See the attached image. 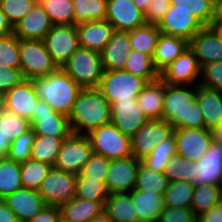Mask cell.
Returning a JSON list of instances; mask_svg holds the SVG:
<instances>
[{"instance_id":"6da1fadb","label":"cell","mask_w":222,"mask_h":222,"mask_svg":"<svg viewBox=\"0 0 222 222\" xmlns=\"http://www.w3.org/2000/svg\"><path fill=\"white\" fill-rule=\"evenodd\" d=\"M71 131L87 135L111 122V107L98 88L81 89L68 115Z\"/></svg>"},{"instance_id":"7a4b0ae2","label":"cell","mask_w":222,"mask_h":222,"mask_svg":"<svg viewBox=\"0 0 222 222\" xmlns=\"http://www.w3.org/2000/svg\"><path fill=\"white\" fill-rule=\"evenodd\" d=\"M39 99L44 100L56 112L68 116L81 87L61 68L44 77L31 79Z\"/></svg>"},{"instance_id":"3957f363","label":"cell","mask_w":222,"mask_h":222,"mask_svg":"<svg viewBox=\"0 0 222 222\" xmlns=\"http://www.w3.org/2000/svg\"><path fill=\"white\" fill-rule=\"evenodd\" d=\"M61 69L82 89L98 88L104 74L101 53L82 47L75 51Z\"/></svg>"},{"instance_id":"277c9868","label":"cell","mask_w":222,"mask_h":222,"mask_svg":"<svg viewBox=\"0 0 222 222\" xmlns=\"http://www.w3.org/2000/svg\"><path fill=\"white\" fill-rule=\"evenodd\" d=\"M148 82L124 70L104 71L98 89L111 105L119 100L136 101Z\"/></svg>"},{"instance_id":"5b68a950","label":"cell","mask_w":222,"mask_h":222,"mask_svg":"<svg viewBox=\"0 0 222 222\" xmlns=\"http://www.w3.org/2000/svg\"><path fill=\"white\" fill-rule=\"evenodd\" d=\"M19 69L25 79L44 77L59 69L43 40H20Z\"/></svg>"},{"instance_id":"8992f818","label":"cell","mask_w":222,"mask_h":222,"mask_svg":"<svg viewBox=\"0 0 222 222\" xmlns=\"http://www.w3.org/2000/svg\"><path fill=\"white\" fill-rule=\"evenodd\" d=\"M93 152L106 157L109 160L132 156L131 138L112 123H107L87 134Z\"/></svg>"},{"instance_id":"52a82bcc","label":"cell","mask_w":222,"mask_h":222,"mask_svg":"<svg viewBox=\"0 0 222 222\" xmlns=\"http://www.w3.org/2000/svg\"><path fill=\"white\" fill-rule=\"evenodd\" d=\"M93 153L87 135L71 133L64 139L53 167L77 176Z\"/></svg>"},{"instance_id":"ba28073f","label":"cell","mask_w":222,"mask_h":222,"mask_svg":"<svg viewBox=\"0 0 222 222\" xmlns=\"http://www.w3.org/2000/svg\"><path fill=\"white\" fill-rule=\"evenodd\" d=\"M157 26L161 33L187 41L204 27L193 15L191 6L187 4H171Z\"/></svg>"},{"instance_id":"9c48e42d","label":"cell","mask_w":222,"mask_h":222,"mask_svg":"<svg viewBox=\"0 0 222 222\" xmlns=\"http://www.w3.org/2000/svg\"><path fill=\"white\" fill-rule=\"evenodd\" d=\"M38 193L47 206L60 208L76 196V175L52 167Z\"/></svg>"},{"instance_id":"30bf717a","label":"cell","mask_w":222,"mask_h":222,"mask_svg":"<svg viewBox=\"0 0 222 222\" xmlns=\"http://www.w3.org/2000/svg\"><path fill=\"white\" fill-rule=\"evenodd\" d=\"M174 126L166 120L147 121L132 137L131 151L137 160L147 157L161 142L174 133Z\"/></svg>"},{"instance_id":"8fae6325","label":"cell","mask_w":222,"mask_h":222,"mask_svg":"<svg viewBox=\"0 0 222 222\" xmlns=\"http://www.w3.org/2000/svg\"><path fill=\"white\" fill-rule=\"evenodd\" d=\"M30 122L31 129L38 136L68 137L72 133L68 116L54 111L42 99H38Z\"/></svg>"},{"instance_id":"7c38bea8","label":"cell","mask_w":222,"mask_h":222,"mask_svg":"<svg viewBox=\"0 0 222 222\" xmlns=\"http://www.w3.org/2000/svg\"><path fill=\"white\" fill-rule=\"evenodd\" d=\"M43 42L54 62L61 68L79 48L76 25H53Z\"/></svg>"},{"instance_id":"4fadbf2b","label":"cell","mask_w":222,"mask_h":222,"mask_svg":"<svg viewBox=\"0 0 222 222\" xmlns=\"http://www.w3.org/2000/svg\"><path fill=\"white\" fill-rule=\"evenodd\" d=\"M197 85H167L163 100L162 119L175 129H181V119H185L188 103L196 98Z\"/></svg>"},{"instance_id":"5bb4252c","label":"cell","mask_w":222,"mask_h":222,"mask_svg":"<svg viewBox=\"0 0 222 222\" xmlns=\"http://www.w3.org/2000/svg\"><path fill=\"white\" fill-rule=\"evenodd\" d=\"M201 69L197 57L188 47L160 72V79L167 85H198Z\"/></svg>"},{"instance_id":"9a60e30c","label":"cell","mask_w":222,"mask_h":222,"mask_svg":"<svg viewBox=\"0 0 222 222\" xmlns=\"http://www.w3.org/2000/svg\"><path fill=\"white\" fill-rule=\"evenodd\" d=\"M177 155L197 162L209 150L213 142L212 131L205 128L174 129Z\"/></svg>"},{"instance_id":"2e32d148","label":"cell","mask_w":222,"mask_h":222,"mask_svg":"<svg viewBox=\"0 0 222 222\" xmlns=\"http://www.w3.org/2000/svg\"><path fill=\"white\" fill-rule=\"evenodd\" d=\"M140 163V160H137L133 155L110 160V167L105 181L109 193L133 191L136 186Z\"/></svg>"},{"instance_id":"e0dca14e","label":"cell","mask_w":222,"mask_h":222,"mask_svg":"<svg viewBox=\"0 0 222 222\" xmlns=\"http://www.w3.org/2000/svg\"><path fill=\"white\" fill-rule=\"evenodd\" d=\"M188 47L201 68L212 62H222V35L217 28L204 26L188 41Z\"/></svg>"},{"instance_id":"ac0fdd59","label":"cell","mask_w":222,"mask_h":222,"mask_svg":"<svg viewBox=\"0 0 222 222\" xmlns=\"http://www.w3.org/2000/svg\"><path fill=\"white\" fill-rule=\"evenodd\" d=\"M38 96L31 80H24L0 98V105L12 113L29 121L33 118Z\"/></svg>"},{"instance_id":"d6986e66","label":"cell","mask_w":222,"mask_h":222,"mask_svg":"<svg viewBox=\"0 0 222 222\" xmlns=\"http://www.w3.org/2000/svg\"><path fill=\"white\" fill-rule=\"evenodd\" d=\"M106 19L115 31L128 32L146 24L144 13L132 0H108Z\"/></svg>"},{"instance_id":"ffe728a7","label":"cell","mask_w":222,"mask_h":222,"mask_svg":"<svg viewBox=\"0 0 222 222\" xmlns=\"http://www.w3.org/2000/svg\"><path fill=\"white\" fill-rule=\"evenodd\" d=\"M111 122L123 135L132 137L149 119L136 101H117L110 105Z\"/></svg>"},{"instance_id":"44dd1931","label":"cell","mask_w":222,"mask_h":222,"mask_svg":"<svg viewBox=\"0 0 222 222\" xmlns=\"http://www.w3.org/2000/svg\"><path fill=\"white\" fill-rule=\"evenodd\" d=\"M53 24L38 1L33 9L13 26V33L20 40H43Z\"/></svg>"},{"instance_id":"7402d4cb","label":"cell","mask_w":222,"mask_h":222,"mask_svg":"<svg viewBox=\"0 0 222 222\" xmlns=\"http://www.w3.org/2000/svg\"><path fill=\"white\" fill-rule=\"evenodd\" d=\"M3 200L13 211L19 222H26L34 218L47 206L38 191L26 188L16 190Z\"/></svg>"},{"instance_id":"603a6c76","label":"cell","mask_w":222,"mask_h":222,"mask_svg":"<svg viewBox=\"0 0 222 222\" xmlns=\"http://www.w3.org/2000/svg\"><path fill=\"white\" fill-rule=\"evenodd\" d=\"M76 30L79 47L100 53L115 32L114 26L107 19L77 24Z\"/></svg>"},{"instance_id":"cb8c5ba5","label":"cell","mask_w":222,"mask_h":222,"mask_svg":"<svg viewBox=\"0 0 222 222\" xmlns=\"http://www.w3.org/2000/svg\"><path fill=\"white\" fill-rule=\"evenodd\" d=\"M196 163L198 168L192 180L194 186L222 184V142L213 141L207 153Z\"/></svg>"},{"instance_id":"d4e9b609","label":"cell","mask_w":222,"mask_h":222,"mask_svg":"<svg viewBox=\"0 0 222 222\" xmlns=\"http://www.w3.org/2000/svg\"><path fill=\"white\" fill-rule=\"evenodd\" d=\"M131 51L128 32L115 31L112 39L101 51L104 71L123 70L126 58Z\"/></svg>"},{"instance_id":"484cf974","label":"cell","mask_w":222,"mask_h":222,"mask_svg":"<svg viewBox=\"0 0 222 222\" xmlns=\"http://www.w3.org/2000/svg\"><path fill=\"white\" fill-rule=\"evenodd\" d=\"M196 99L202 110L205 129L212 131L222 122V91L198 84Z\"/></svg>"},{"instance_id":"4316f807","label":"cell","mask_w":222,"mask_h":222,"mask_svg":"<svg viewBox=\"0 0 222 222\" xmlns=\"http://www.w3.org/2000/svg\"><path fill=\"white\" fill-rule=\"evenodd\" d=\"M165 83L158 78L148 82L143 91L137 96L136 102L142 108L149 120L162 119Z\"/></svg>"},{"instance_id":"83f0119b","label":"cell","mask_w":222,"mask_h":222,"mask_svg":"<svg viewBox=\"0 0 222 222\" xmlns=\"http://www.w3.org/2000/svg\"><path fill=\"white\" fill-rule=\"evenodd\" d=\"M104 212L113 222H139L137 206L130 192L110 194L105 201Z\"/></svg>"},{"instance_id":"f1b7e54d","label":"cell","mask_w":222,"mask_h":222,"mask_svg":"<svg viewBox=\"0 0 222 222\" xmlns=\"http://www.w3.org/2000/svg\"><path fill=\"white\" fill-rule=\"evenodd\" d=\"M188 48V41L160 33L153 55V64L160 73L166 66L173 62L183 51Z\"/></svg>"},{"instance_id":"f546056e","label":"cell","mask_w":222,"mask_h":222,"mask_svg":"<svg viewBox=\"0 0 222 222\" xmlns=\"http://www.w3.org/2000/svg\"><path fill=\"white\" fill-rule=\"evenodd\" d=\"M134 204L137 206L139 222L159 221L165 209L164 195L133 189L130 192Z\"/></svg>"},{"instance_id":"4dcf8cb0","label":"cell","mask_w":222,"mask_h":222,"mask_svg":"<svg viewBox=\"0 0 222 222\" xmlns=\"http://www.w3.org/2000/svg\"><path fill=\"white\" fill-rule=\"evenodd\" d=\"M104 211L100 202L74 197L60 207L61 218L68 222H89Z\"/></svg>"},{"instance_id":"1f68e13d","label":"cell","mask_w":222,"mask_h":222,"mask_svg":"<svg viewBox=\"0 0 222 222\" xmlns=\"http://www.w3.org/2000/svg\"><path fill=\"white\" fill-rule=\"evenodd\" d=\"M160 33L157 25L147 23L128 31L131 50L153 57Z\"/></svg>"},{"instance_id":"d6a6232c","label":"cell","mask_w":222,"mask_h":222,"mask_svg":"<svg viewBox=\"0 0 222 222\" xmlns=\"http://www.w3.org/2000/svg\"><path fill=\"white\" fill-rule=\"evenodd\" d=\"M177 154L176 140L174 133L161 142L151 153L140 160L141 164L151 171L163 172L164 168Z\"/></svg>"},{"instance_id":"836d02e7","label":"cell","mask_w":222,"mask_h":222,"mask_svg":"<svg viewBox=\"0 0 222 222\" xmlns=\"http://www.w3.org/2000/svg\"><path fill=\"white\" fill-rule=\"evenodd\" d=\"M222 201V186L200 184L194 187L191 209L196 217Z\"/></svg>"},{"instance_id":"e575fe53","label":"cell","mask_w":222,"mask_h":222,"mask_svg":"<svg viewBox=\"0 0 222 222\" xmlns=\"http://www.w3.org/2000/svg\"><path fill=\"white\" fill-rule=\"evenodd\" d=\"M123 70L152 82L160 78V73L154 67L153 58L135 50H131L126 58Z\"/></svg>"},{"instance_id":"d590c367","label":"cell","mask_w":222,"mask_h":222,"mask_svg":"<svg viewBox=\"0 0 222 222\" xmlns=\"http://www.w3.org/2000/svg\"><path fill=\"white\" fill-rule=\"evenodd\" d=\"M67 137L35 136L30 159L54 166L61 145Z\"/></svg>"},{"instance_id":"8d00e7d4","label":"cell","mask_w":222,"mask_h":222,"mask_svg":"<svg viewBox=\"0 0 222 222\" xmlns=\"http://www.w3.org/2000/svg\"><path fill=\"white\" fill-rule=\"evenodd\" d=\"M23 188L21 180L20 163L8 157L0 160V199Z\"/></svg>"},{"instance_id":"74e56055","label":"cell","mask_w":222,"mask_h":222,"mask_svg":"<svg viewBox=\"0 0 222 222\" xmlns=\"http://www.w3.org/2000/svg\"><path fill=\"white\" fill-rule=\"evenodd\" d=\"M108 0H73L75 25L106 19Z\"/></svg>"},{"instance_id":"f35d334b","label":"cell","mask_w":222,"mask_h":222,"mask_svg":"<svg viewBox=\"0 0 222 222\" xmlns=\"http://www.w3.org/2000/svg\"><path fill=\"white\" fill-rule=\"evenodd\" d=\"M31 129V122L0 105V138L12 142Z\"/></svg>"},{"instance_id":"ab89813d","label":"cell","mask_w":222,"mask_h":222,"mask_svg":"<svg viewBox=\"0 0 222 222\" xmlns=\"http://www.w3.org/2000/svg\"><path fill=\"white\" fill-rule=\"evenodd\" d=\"M53 166L29 159L20 163L22 186L26 189L38 191L41 183L47 177Z\"/></svg>"},{"instance_id":"60d3db41","label":"cell","mask_w":222,"mask_h":222,"mask_svg":"<svg viewBox=\"0 0 222 222\" xmlns=\"http://www.w3.org/2000/svg\"><path fill=\"white\" fill-rule=\"evenodd\" d=\"M53 25H75L73 0H38Z\"/></svg>"},{"instance_id":"b9f144b4","label":"cell","mask_w":222,"mask_h":222,"mask_svg":"<svg viewBox=\"0 0 222 222\" xmlns=\"http://www.w3.org/2000/svg\"><path fill=\"white\" fill-rule=\"evenodd\" d=\"M194 187L189 182H169L164 194L165 207L191 208Z\"/></svg>"},{"instance_id":"7bdbcfd3","label":"cell","mask_w":222,"mask_h":222,"mask_svg":"<svg viewBox=\"0 0 222 222\" xmlns=\"http://www.w3.org/2000/svg\"><path fill=\"white\" fill-rule=\"evenodd\" d=\"M168 184L169 180L163 172L151 171L139 164L135 189L164 195Z\"/></svg>"},{"instance_id":"ee69618b","label":"cell","mask_w":222,"mask_h":222,"mask_svg":"<svg viewBox=\"0 0 222 222\" xmlns=\"http://www.w3.org/2000/svg\"><path fill=\"white\" fill-rule=\"evenodd\" d=\"M110 193L106 183L90 178H76V196L79 199L100 202L103 206Z\"/></svg>"},{"instance_id":"f6af8a7d","label":"cell","mask_w":222,"mask_h":222,"mask_svg":"<svg viewBox=\"0 0 222 222\" xmlns=\"http://www.w3.org/2000/svg\"><path fill=\"white\" fill-rule=\"evenodd\" d=\"M197 168L196 162L187 160L176 154L164 168L163 173L169 182L184 181L192 183Z\"/></svg>"},{"instance_id":"bcb514c9","label":"cell","mask_w":222,"mask_h":222,"mask_svg":"<svg viewBox=\"0 0 222 222\" xmlns=\"http://www.w3.org/2000/svg\"><path fill=\"white\" fill-rule=\"evenodd\" d=\"M20 39L14 34L0 36V66L19 69Z\"/></svg>"},{"instance_id":"7dc6e473","label":"cell","mask_w":222,"mask_h":222,"mask_svg":"<svg viewBox=\"0 0 222 222\" xmlns=\"http://www.w3.org/2000/svg\"><path fill=\"white\" fill-rule=\"evenodd\" d=\"M35 134L32 129L19 137H16L10 145V150L8 153V158L18 162L23 163L30 159L31 149L34 143Z\"/></svg>"},{"instance_id":"c3c4849f","label":"cell","mask_w":222,"mask_h":222,"mask_svg":"<svg viewBox=\"0 0 222 222\" xmlns=\"http://www.w3.org/2000/svg\"><path fill=\"white\" fill-rule=\"evenodd\" d=\"M37 2L38 0H0V8L14 26L33 9Z\"/></svg>"},{"instance_id":"681fc988","label":"cell","mask_w":222,"mask_h":222,"mask_svg":"<svg viewBox=\"0 0 222 222\" xmlns=\"http://www.w3.org/2000/svg\"><path fill=\"white\" fill-rule=\"evenodd\" d=\"M109 167V159L100 154L93 153L90 160L86 163L76 178H90L105 182Z\"/></svg>"},{"instance_id":"f907efd6","label":"cell","mask_w":222,"mask_h":222,"mask_svg":"<svg viewBox=\"0 0 222 222\" xmlns=\"http://www.w3.org/2000/svg\"><path fill=\"white\" fill-rule=\"evenodd\" d=\"M171 4L190 5L193 15L203 26H210L214 13V0H170Z\"/></svg>"},{"instance_id":"816d5d0a","label":"cell","mask_w":222,"mask_h":222,"mask_svg":"<svg viewBox=\"0 0 222 222\" xmlns=\"http://www.w3.org/2000/svg\"><path fill=\"white\" fill-rule=\"evenodd\" d=\"M199 84L222 91V62H212L203 66Z\"/></svg>"},{"instance_id":"f5cc1de1","label":"cell","mask_w":222,"mask_h":222,"mask_svg":"<svg viewBox=\"0 0 222 222\" xmlns=\"http://www.w3.org/2000/svg\"><path fill=\"white\" fill-rule=\"evenodd\" d=\"M205 128L202 110L198 100L195 98L185 111V119H181V129Z\"/></svg>"},{"instance_id":"db71d44e","label":"cell","mask_w":222,"mask_h":222,"mask_svg":"<svg viewBox=\"0 0 222 222\" xmlns=\"http://www.w3.org/2000/svg\"><path fill=\"white\" fill-rule=\"evenodd\" d=\"M26 80L20 69L0 66V98L13 87Z\"/></svg>"},{"instance_id":"11a10c76","label":"cell","mask_w":222,"mask_h":222,"mask_svg":"<svg viewBox=\"0 0 222 222\" xmlns=\"http://www.w3.org/2000/svg\"><path fill=\"white\" fill-rule=\"evenodd\" d=\"M196 219L191 208L165 207L159 222H195Z\"/></svg>"},{"instance_id":"9f6ffc18","label":"cell","mask_w":222,"mask_h":222,"mask_svg":"<svg viewBox=\"0 0 222 222\" xmlns=\"http://www.w3.org/2000/svg\"><path fill=\"white\" fill-rule=\"evenodd\" d=\"M171 5L170 0H151L144 14L147 24L158 25Z\"/></svg>"},{"instance_id":"6f0895ef","label":"cell","mask_w":222,"mask_h":222,"mask_svg":"<svg viewBox=\"0 0 222 222\" xmlns=\"http://www.w3.org/2000/svg\"><path fill=\"white\" fill-rule=\"evenodd\" d=\"M61 218L59 207L46 206L34 218L26 222H58Z\"/></svg>"},{"instance_id":"680465c9","label":"cell","mask_w":222,"mask_h":222,"mask_svg":"<svg viewBox=\"0 0 222 222\" xmlns=\"http://www.w3.org/2000/svg\"><path fill=\"white\" fill-rule=\"evenodd\" d=\"M200 222H222V201L210 208L207 212L199 215Z\"/></svg>"},{"instance_id":"91938a15","label":"cell","mask_w":222,"mask_h":222,"mask_svg":"<svg viewBox=\"0 0 222 222\" xmlns=\"http://www.w3.org/2000/svg\"><path fill=\"white\" fill-rule=\"evenodd\" d=\"M0 222H19L3 199H0Z\"/></svg>"},{"instance_id":"94428289","label":"cell","mask_w":222,"mask_h":222,"mask_svg":"<svg viewBox=\"0 0 222 222\" xmlns=\"http://www.w3.org/2000/svg\"><path fill=\"white\" fill-rule=\"evenodd\" d=\"M210 26H222V0H214V13Z\"/></svg>"},{"instance_id":"6125c7cd","label":"cell","mask_w":222,"mask_h":222,"mask_svg":"<svg viewBox=\"0 0 222 222\" xmlns=\"http://www.w3.org/2000/svg\"><path fill=\"white\" fill-rule=\"evenodd\" d=\"M13 33V26L7 20L6 15L2 12L0 8V36H5Z\"/></svg>"},{"instance_id":"be15d7a7","label":"cell","mask_w":222,"mask_h":222,"mask_svg":"<svg viewBox=\"0 0 222 222\" xmlns=\"http://www.w3.org/2000/svg\"><path fill=\"white\" fill-rule=\"evenodd\" d=\"M11 142L9 139L0 138V160L8 156Z\"/></svg>"},{"instance_id":"e7e4bbea","label":"cell","mask_w":222,"mask_h":222,"mask_svg":"<svg viewBox=\"0 0 222 222\" xmlns=\"http://www.w3.org/2000/svg\"><path fill=\"white\" fill-rule=\"evenodd\" d=\"M213 141L222 142V122L212 130Z\"/></svg>"},{"instance_id":"03108f58","label":"cell","mask_w":222,"mask_h":222,"mask_svg":"<svg viewBox=\"0 0 222 222\" xmlns=\"http://www.w3.org/2000/svg\"><path fill=\"white\" fill-rule=\"evenodd\" d=\"M134 4L145 14L151 0H132Z\"/></svg>"},{"instance_id":"003e7915","label":"cell","mask_w":222,"mask_h":222,"mask_svg":"<svg viewBox=\"0 0 222 222\" xmlns=\"http://www.w3.org/2000/svg\"><path fill=\"white\" fill-rule=\"evenodd\" d=\"M89 222H113L108 215L103 211L100 215L95 216Z\"/></svg>"},{"instance_id":"a7ac6f4b","label":"cell","mask_w":222,"mask_h":222,"mask_svg":"<svg viewBox=\"0 0 222 222\" xmlns=\"http://www.w3.org/2000/svg\"><path fill=\"white\" fill-rule=\"evenodd\" d=\"M212 27L217 28L218 31H219V32L221 33V35H222V26H212Z\"/></svg>"},{"instance_id":"89a4df30","label":"cell","mask_w":222,"mask_h":222,"mask_svg":"<svg viewBox=\"0 0 222 222\" xmlns=\"http://www.w3.org/2000/svg\"><path fill=\"white\" fill-rule=\"evenodd\" d=\"M58 222H68V221H66V220H64V219H62V218H60V220H59Z\"/></svg>"}]
</instances>
